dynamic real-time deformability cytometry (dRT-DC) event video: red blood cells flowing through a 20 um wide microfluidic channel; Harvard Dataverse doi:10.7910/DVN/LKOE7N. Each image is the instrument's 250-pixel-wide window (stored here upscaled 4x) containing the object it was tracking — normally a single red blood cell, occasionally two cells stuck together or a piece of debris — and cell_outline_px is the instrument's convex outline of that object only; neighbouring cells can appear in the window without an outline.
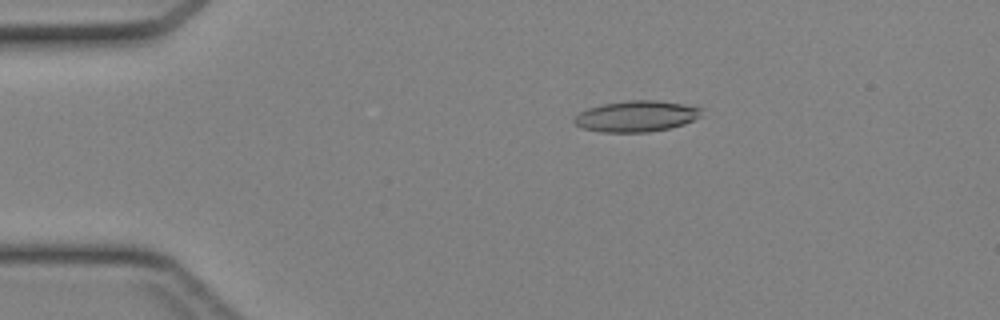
{"species": "Egyptian fruit bat (a non-hibernating species)", "species_latin": "Rousettus aegyptiacus", "temperature_condition": "cold", "stored_images_in_passage": 45, "camera_frame_rate_fps": 3000, "um_per_image_px": 0.085, "animal": {"sex": "female"}, "frame": {"image": 1, "passage_image": 9, "time_ms": 2.667, "image_size_px": [1000, 320], "cell_outline_px": [[704, 108], [700, 116], [684, 124], [668, 128], [648, 132], [604, 132], [584, 128], [576, 124], [572, 120], [580, 112], [588, 108], [604, 104], [628, 100], [656, 100]], "centroid_in_image_um": [54.1, 9.88], "position_along_channel_um": 30.9, "area_um2": 22.72}}
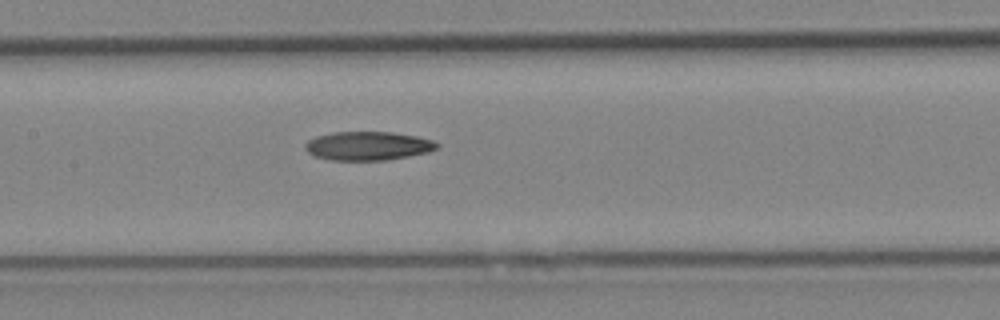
{"frame": {"image": 2, "passage_image": 22, "time_ms": 7.0, "image_size_px": [1000, 320], "cell_outline_px": [[440, 148], [428, 152], [388, 160], [332, 160], [316, 156], [308, 152], [304, 148], [304, 144], [308, 140], [316, 136], [332, 132], [392, 132], [416, 136], [432, 140], [440, 144]], "centroid_in_image_um": [31.29, 12.4], "position_along_channel_um": 176.1, "area_um2": 22.14}}
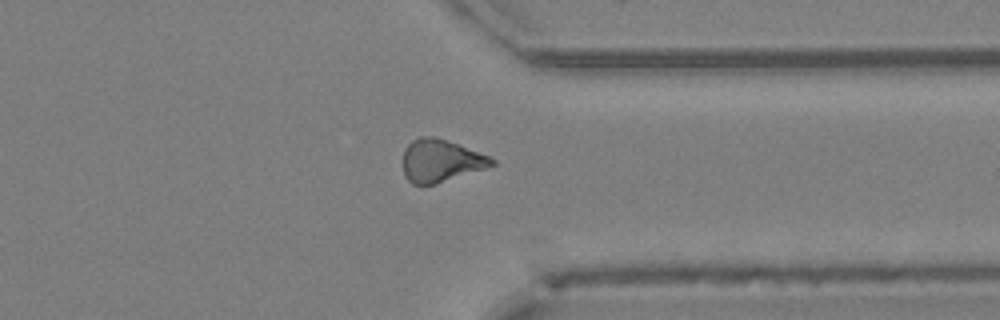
{"frame": {"image": 3, "passage_image": 35, "time_ms": 11.333, "image_size_px": [1000, 320], "cell_outline_px": [[496, 164], [436, 184], [412, 184], [404, 176], [404, 148], [412, 140], [420, 136], [436, 136], [488, 156], [496, 160]], "centroid_in_image_um": [37.43, 13.65], "position_along_channel_um": 374.0, "area_um2": 21.73}}